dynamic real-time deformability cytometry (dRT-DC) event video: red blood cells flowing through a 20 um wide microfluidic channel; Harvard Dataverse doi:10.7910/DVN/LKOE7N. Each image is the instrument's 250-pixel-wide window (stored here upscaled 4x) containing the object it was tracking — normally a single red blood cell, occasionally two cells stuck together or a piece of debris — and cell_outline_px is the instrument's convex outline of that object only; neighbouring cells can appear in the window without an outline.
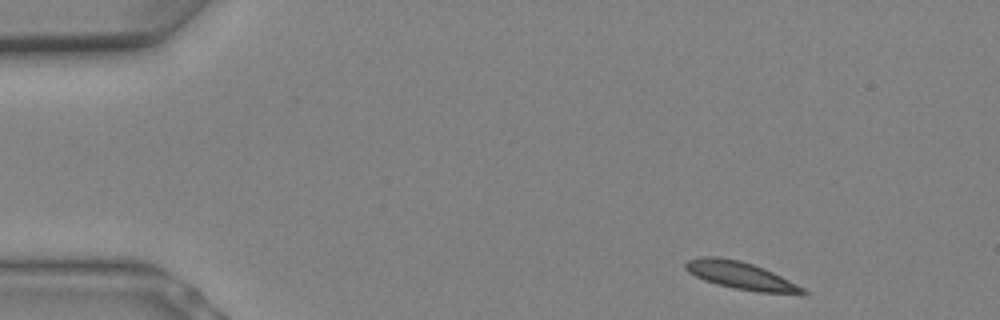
{"species": "Egyptian fruit bat (a non-hibernating species)", "species_latin": "Rousettus aegyptiacus", "temperature_condition": "warm", "stored_images_in_passage": 5, "camera_frame_rate_fps": 3000, "um_per_image_px": 0.085, "animal": {"sex": "female"}, "frame": {"image": 1, "passage_image": 1, "time_ms": 0.0, "image_size_px": [1000, 320], "cell_outline_px": [[808, 292], [760, 292], [736, 288], [716, 284], [704, 280], [688, 272], [684, 268], [684, 264], [688, 260], [700, 256], [720, 256], [740, 260], [764, 268], [804, 288]], "centroid_in_image_um": [62.83, 23.37], "position_along_channel_um": 22.2, "area_um2": 18.32}}
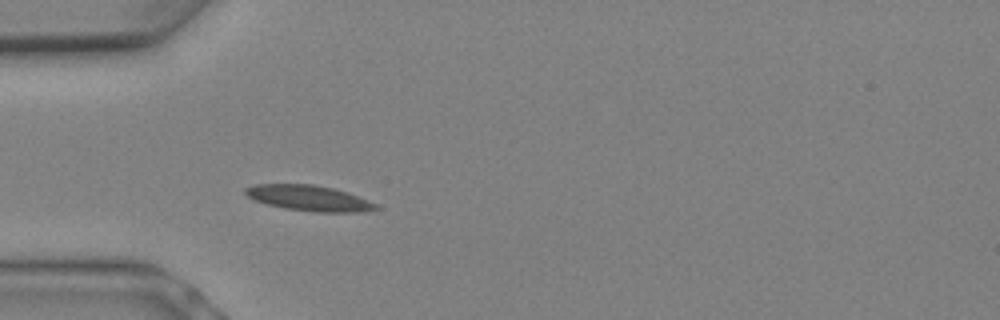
{"frame": {"image": 2, "passage_image": 5, "time_ms": 1.333, "image_size_px": [1000, 320], "cell_outline_px": [[380, 208], [360, 212], [316, 212], [284, 208], [268, 204], [256, 200], [248, 196], [244, 192], [244, 188], [256, 184], [312, 184], [332, 188], [348, 192], [368, 200], [376, 204]], "centroid_in_image_um": [26.27, 16.83], "position_along_channel_um": 58.7, "area_um2": 19.31}}